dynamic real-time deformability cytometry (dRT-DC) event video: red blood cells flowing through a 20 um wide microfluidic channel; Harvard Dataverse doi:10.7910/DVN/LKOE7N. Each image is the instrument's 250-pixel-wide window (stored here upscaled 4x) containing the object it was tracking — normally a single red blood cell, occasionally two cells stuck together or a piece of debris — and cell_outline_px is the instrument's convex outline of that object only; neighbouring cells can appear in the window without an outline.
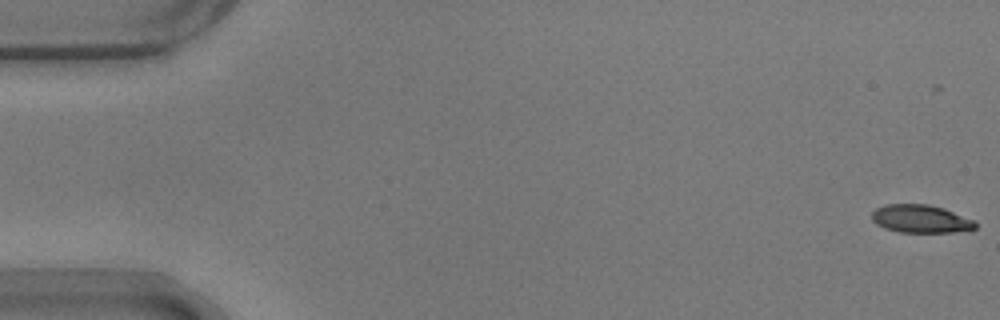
{"species": "common noctule bat (a hibernating species)", "species_latin": "Nyctalus noctula", "temperature_condition": "warm", "stored_images_in_passage": 47, "camera_frame_rate_fps": 3000, "um_per_image_px": 0.085, "animal": {"sex": "male", "body_mass_g": 17.9}, "frame": {"image": 1, "passage_image": 1, "time_ms": 0.0, "image_size_px": [1000, 320], "cell_outline_px": [[976, 228], [952, 232], [900, 232], [884, 228], [876, 224], [872, 220], [872, 212], [876, 208], [884, 204], [928, 204], [944, 208], [976, 220]], "centroid_in_image_um": [78.25, 18.59], "position_along_channel_um": 6.7, "area_um2": 16.99}}
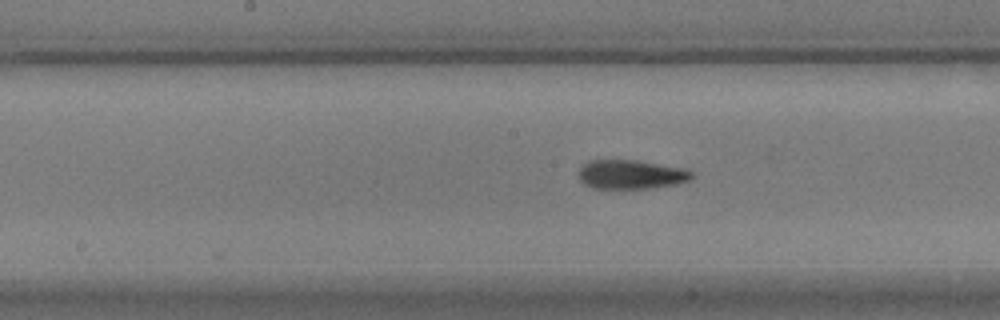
{"frame": {"image": 2, "passage_image": 28, "time_ms": 9.0, "image_size_px": [1000, 320], "cell_outline_px": [[692, 176], [688, 180], [676, 184], [648, 188], [592, 188], [584, 184], [580, 180], [576, 172], [588, 160], [636, 160], [680, 168], [692, 172]], "centroid_in_image_um": [53.54, 14.83], "position_along_channel_um": 194.7, "area_um2": 18.96}}
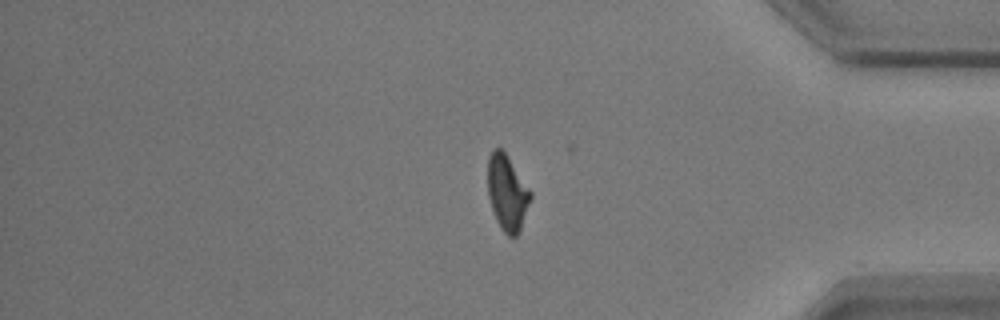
{"frame": {"image": 3, "passage_image": 46, "time_ms": 15.0, "image_size_px": [1000, 320], "cell_outline_px": [[532, 196], [520, 232], [516, 236], [508, 236], [504, 232], [496, 220], [488, 196], [488, 156], [492, 148], [500, 148], [508, 156], [532, 192]], "centroid_in_image_um": [43.12, 16.37], "position_along_channel_um": 392.1, "area_um2": 18.9}, "authors_computed_cell_mechanics": {"area_um2": 18.8428, "velocity_mm_per_s": 3.697, "shape_relaxation_time_tau1_ms": 4.0704, "shape_relaxation_time_tau2_ms": 2.17, "deformation_change_tau1": 0.1629, "deformation_change_tau2": 0.0799}}